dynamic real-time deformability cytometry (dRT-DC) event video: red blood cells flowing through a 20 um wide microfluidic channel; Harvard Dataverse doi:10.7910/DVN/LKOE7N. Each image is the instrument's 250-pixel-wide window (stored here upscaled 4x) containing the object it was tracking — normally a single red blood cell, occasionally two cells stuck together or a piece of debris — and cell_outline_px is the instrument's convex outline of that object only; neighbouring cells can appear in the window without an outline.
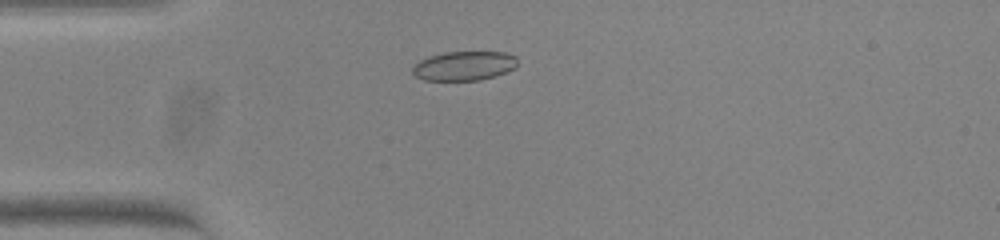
{"species": "common noctule bat (a hibernating species)", "species_latin": "Nyctalus noctula", "temperature_condition": "warm", "stored_images_in_passage": 44, "camera_frame_rate_fps": 3000, "um_per_image_px": 0.085, "animal": {"sex": "female", "body_mass_g": 23.0, "forearm_length_mm": 53.4}, "frame": {"image": 1, "passage_image": 5, "time_ms": 1.333, "image_size_px": [1000, 240], "cell_outline_px": [[516, 68], [496, 76], [480, 80], [424, 80], [416, 76], [412, 72], [412, 68], [420, 60], [428, 56], [444, 52], [504, 52], [516, 56]], "centroid_in_image_um": [39.46, 5.6], "position_along_channel_um": 45.5, "area_um2": 17.92}}
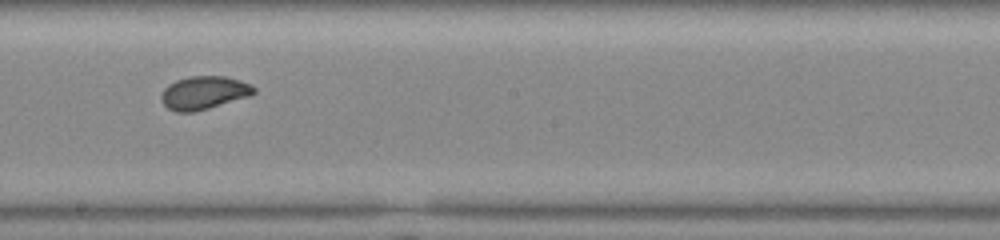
{"frame": {"image": 2, "passage_image": 21, "time_ms": 6.667, "image_size_px": [1000, 240], "cell_outline_px": [[256, 92], [248, 96], [208, 108], [192, 112], [176, 112], [168, 108], [160, 100], [160, 96], [164, 88], [168, 84], [176, 80], [188, 76], [224, 76], [240, 80], [252, 84], [256, 88]], "centroid_in_image_um": [17.31, 7.87], "position_along_channel_um": 230.9, "area_um2": 17.92}}
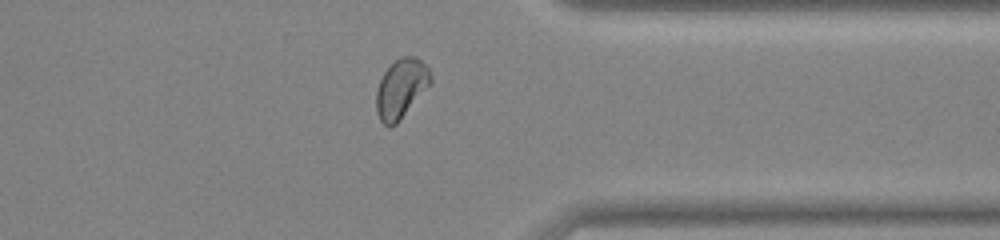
{"frame": {"image": 3, "passage_image": 33, "time_ms": 10.667, "image_size_px": [1000, 240], "cell_outline_px": [[432, 80], [400, 120], [396, 124], [388, 128], [380, 120], [376, 112], [376, 92], [380, 80], [384, 72], [400, 56], [416, 56], [428, 68], [432, 76]], "centroid_in_image_um": [34.07, 7.53], "position_along_channel_um": 377.3, "area_um2": 18.44}, "authors_computed_cell_mechanics": {"area_um2": 18.3804, "velocity_mm_per_s": 3.8177, "shape_relaxation_time_tau1_ms": 4.2778, "shape_relaxation_time_tau2_ms": 0.9943, "deformation_change_tau1": 0.1261, "deformation_change_tau2": 0.0459}}